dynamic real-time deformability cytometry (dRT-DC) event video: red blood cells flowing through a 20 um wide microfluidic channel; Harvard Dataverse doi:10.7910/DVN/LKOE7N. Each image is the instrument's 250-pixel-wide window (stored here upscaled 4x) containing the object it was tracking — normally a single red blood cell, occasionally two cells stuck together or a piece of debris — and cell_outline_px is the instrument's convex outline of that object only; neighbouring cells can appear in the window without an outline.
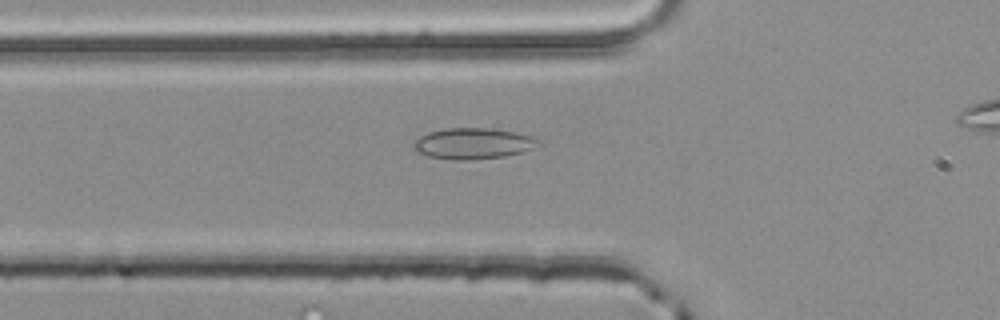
{"species": "common noctule bat (a hibernating species)", "species_latin": "Nyctalus noctula", "temperature_condition": "room temperature", "stored_images_in_passage": 38, "camera_frame_rate_fps": 3000, "um_per_image_px": 0.085, "animal": {"sex": "male", "body_mass_g": 20.4}, "frame": {"image": 1, "passage_image": 11, "time_ms": 3.333, "image_size_px": [1000, 320], "cell_outline_px": [[540, 140], [532, 148], [520, 152], [504, 156], [468, 160], [456, 160], [428, 156], [416, 152], [412, 148], [412, 144], [420, 136], [428, 132], [444, 128], [492, 128], [532, 136]], "centroid_in_image_um": [40.13, 12.19], "position_along_channel_um": 85.7, "area_um2": 22.37}}
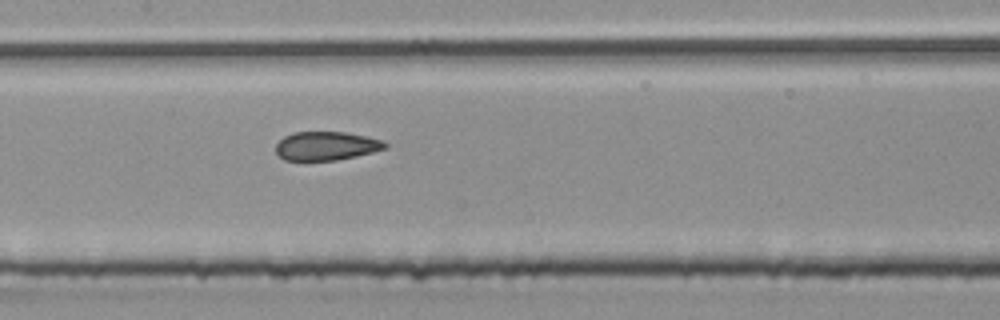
{"frame": {"image": 2, "passage_image": 18, "time_ms": 5.667, "image_size_px": [1000, 320], "cell_outline_px": [[388, 148], [356, 156], [336, 160], [284, 160], [276, 152], [276, 144], [284, 136], [292, 132], [344, 132], [384, 140], [388, 144]], "centroid_in_image_um": [27.74, 12.4], "position_along_channel_um": 179.7, "area_um2": 18.26}}
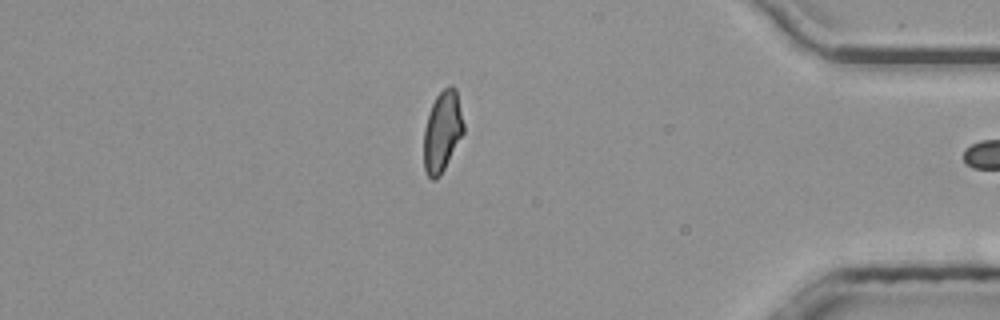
{"frame": {"image": 3, "passage_image": 37, "time_ms": 12.0, "image_size_px": [1000, 320], "cell_outline_px": [[464, 132], [440, 176], [436, 180], [432, 180], [428, 176], [424, 168], [424, 128], [428, 112], [436, 96], [448, 84], [452, 84], [456, 88], [464, 124]], "centroid_in_image_um": [37.59, 11.15], "position_along_channel_um": 397.6, "area_um2": 18.84}}